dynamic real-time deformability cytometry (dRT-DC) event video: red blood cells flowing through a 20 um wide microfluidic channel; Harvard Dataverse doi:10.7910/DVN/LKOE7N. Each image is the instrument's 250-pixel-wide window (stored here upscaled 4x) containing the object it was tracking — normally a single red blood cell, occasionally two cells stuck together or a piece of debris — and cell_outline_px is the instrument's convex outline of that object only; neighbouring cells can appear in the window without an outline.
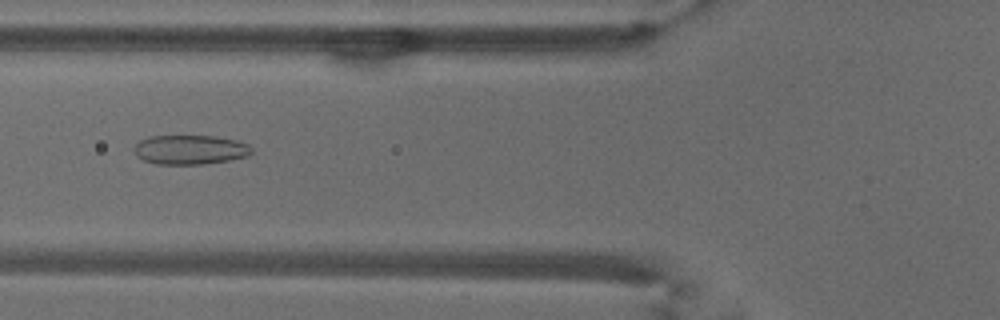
{"species": "common noctule bat (a hibernating species)", "species_latin": "Nyctalus noctula", "temperature_condition": "warm", "stored_images_in_passage": 52, "camera_frame_rate_fps": 3000, "um_per_image_px": 0.085, "animal": {"sex": "male", "body_mass_g": 18.8}, "frame": {"image": 1, "passage_image": 20, "time_ms": 6.333, "image_size_px": [1000, 320], "cell_outline_px": [[252, 152], [248, 156], [228, 160], [204, 164], [156, 164], [144, 160], [136, 156], [132, 148], [140, 140], [148, 136], [216, 136], [236, 140], [248, 144], [252, 148]], "centroid_in_image_um": [16.14, 12.72], "position_along_channel_um": 109.7, "area_um2": 20.23}}
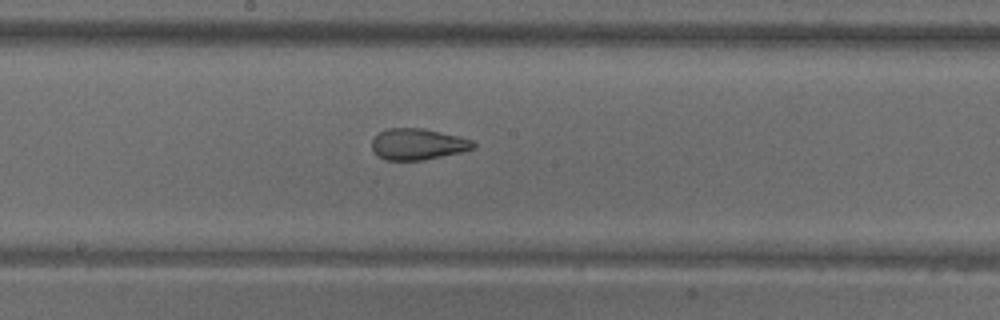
{"frame": {"image": 2, "passage_image": 28, "time_ms": 9.0, "image_size_px": [1000, 320], "cell_outline_px": [[476, 148], [460, 152], [424, 160], [384, 160], [372, 148], [372, 140], [380, 132], [388, 128], [424, 128], [460, 136], [472, 140], [476, 144]], "centroid_in_image_um": [35.55, 12.25], "position_along_channel_um": 212.6, "area_um2": 18.44}}
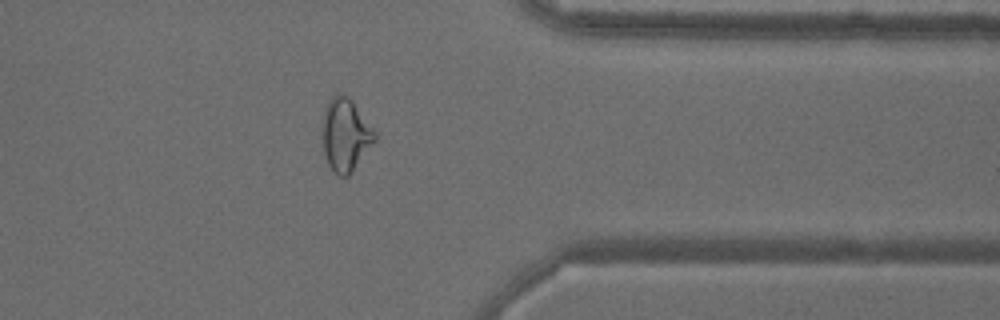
{"frame": {"image": 3, "passage_image": 42, "time_ms": 13.667, "image_size_px": [1000, 320], "cell_outline_px": [[376, 140], [348, 176], [340, 176], [332, 172], [328, 164], [324, 152], [324, 112], [328, 100], [336, 92], [348, 96], [352, 100], [376, 132]], "centroid_in_image_um": [29.38, 11.45], "position_along_channel_um": 382.0, "area_um2": 21.91}, "authors_computed_cell_mechanics": {"area_um2": 22.1952, "velocity_mm_per_s": 3.8527, "shape_relaxation_time_tau1_ms": null, "shape_relaxation_time_tau2_ms": 1.1895, "deformation_change_tau1": null, "deformation_change_tau2": 0.0872}}